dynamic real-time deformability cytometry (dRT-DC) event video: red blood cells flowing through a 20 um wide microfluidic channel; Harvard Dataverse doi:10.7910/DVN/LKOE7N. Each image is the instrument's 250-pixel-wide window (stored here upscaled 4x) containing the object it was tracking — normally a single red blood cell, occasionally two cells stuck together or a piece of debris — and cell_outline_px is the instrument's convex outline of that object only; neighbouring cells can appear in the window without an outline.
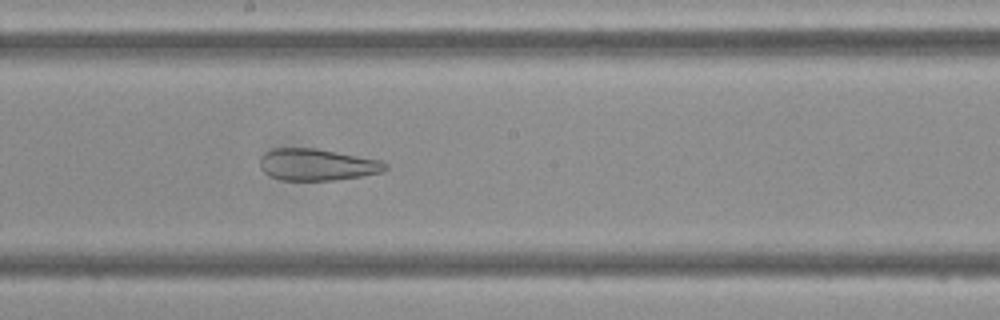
{"species": "Egyptian fruit bat (a non-hibernating species)", "species_latin": "Rousettus aegyptiacus", "temperature_condition": "cold", "stored_images_in_passage": 47, "camera_frame_rate_fps": 3000, "um_per_image_px": 0.085, "frame": {"image": 1, "passage_image": 25, "time_ms": 8.0, "image_size_px": [1000, 320], "cell_outline_px": [[388, 168], [384, 172], [336, 180], [280, 180], [268, 176], [260, 168], [260, 156], [264, 152], [272, 148], [316, 148], [380, 160], [388, 164]], "centroid_in_image_um": [26.92, 13.99], "position_along_channel_um": 221.3, "area_um2": 23.41}}
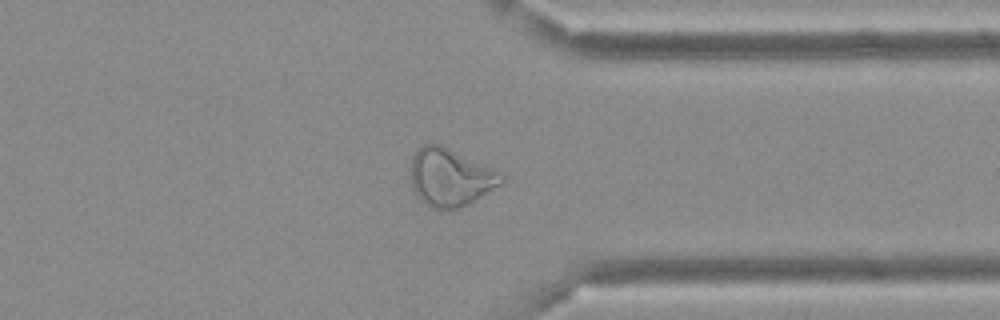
{"frame": {"image": 2, "passage_image": 36, "time_ms": 11.667, "image_size_px": [1000, 320], "cell_outline_px": [[504, 180], [500, 184], [468, 204], [460, 208], [432, 208], [424, 204], [416, 196], [412, 188], [412, 156], [424, 144], [440, 144], [500, 172], [504, 176]], "centroid_in_image_um": [38.25, 15.09], "position_along_channel_um": 373.1, "area_um2": 29.94}}